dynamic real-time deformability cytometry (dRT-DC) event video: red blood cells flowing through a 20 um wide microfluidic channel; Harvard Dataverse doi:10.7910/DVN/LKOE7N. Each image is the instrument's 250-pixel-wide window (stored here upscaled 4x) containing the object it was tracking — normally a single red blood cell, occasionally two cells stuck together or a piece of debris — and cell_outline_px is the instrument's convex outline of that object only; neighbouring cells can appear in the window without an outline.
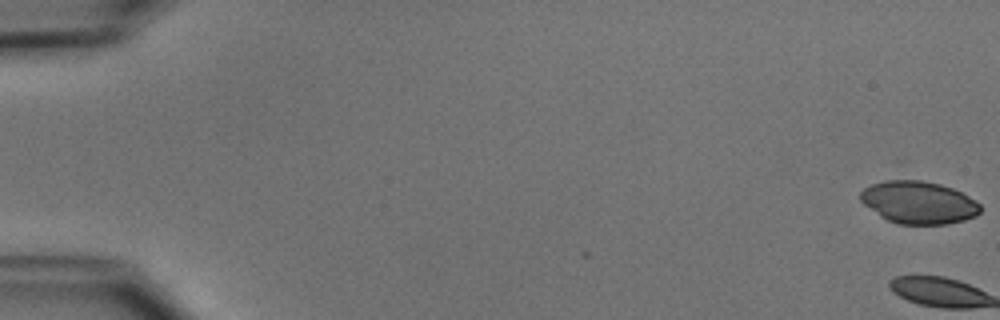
{"species": "common noctule bat (a hibernating species)", "species_latin": "Nyctalus noctula", "temperature_condition": "cold", "stored_images_in_passage": 2, "camera_frame_rate_fps": 3000, "um_per_image_px": 0.085, "animal": {"sex": "male", "body_mass_g": 15.6}, "frame": {"image": 1, "passage_image": 1, "time_ms": 0.0, "image_size_px": [1000, 320], "cell_outline_px": [[980, 212], [976, 216], [964, 220], [948, 224], [896, 224], [880, 216], [864, 204], [860, 200], [860, 192], [864, 188], [872, 184], [884, 180], [900, 176], [940, 184], [952, 188], [976, 200], [980, 204]], "centroid_in_image_um": [78.05, 17.18], "position_along_channel_um": 6.9, "area_um2": 30.23}}